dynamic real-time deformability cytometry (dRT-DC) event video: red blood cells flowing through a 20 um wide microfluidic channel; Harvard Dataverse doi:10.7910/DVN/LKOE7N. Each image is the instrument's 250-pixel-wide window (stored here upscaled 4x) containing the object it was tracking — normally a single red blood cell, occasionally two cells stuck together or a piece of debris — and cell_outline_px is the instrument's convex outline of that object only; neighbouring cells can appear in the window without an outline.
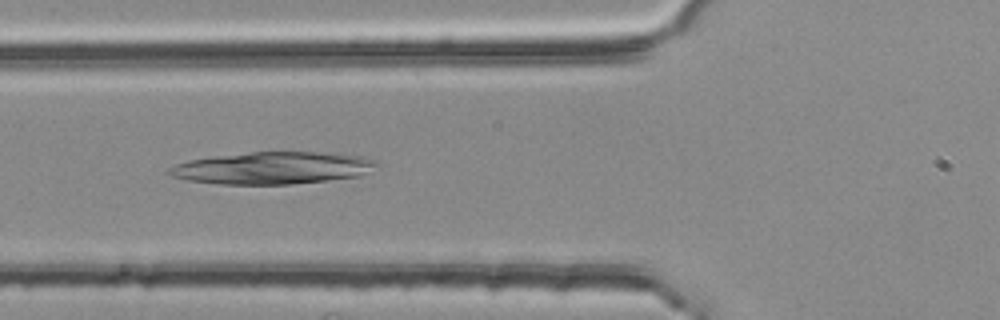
{"species": "common noctule bat (a hibernating species)", "species_latin": "Nyctalus noctula", "temperature_condition": "room temperature", "stored_images_in_passage": 45, "camera_frame_rate_fps": 3000, "um_per_image_px": 0.085, "animal": {"sex": "female", "body_mass_g": 25.1}, "frame": {"image": 1, "passage_image": 17, "time_ms": 5.333, "image_size_px": [1000, 320], "cell_outline_px": [[376, 164], [360, 176], [328, 180], [288, 184], [220, 184], [188, 180], [172, 176], [164, 172], [168, 168], [176, 164], [188, 160], [212, 156], [252, 152], [316, 152], [360, 156], [372, 160]], "centroid_in_image_um": [23.05, 14.28], "position_along_channel_um": 102.7, "area_um2": 38.44}}
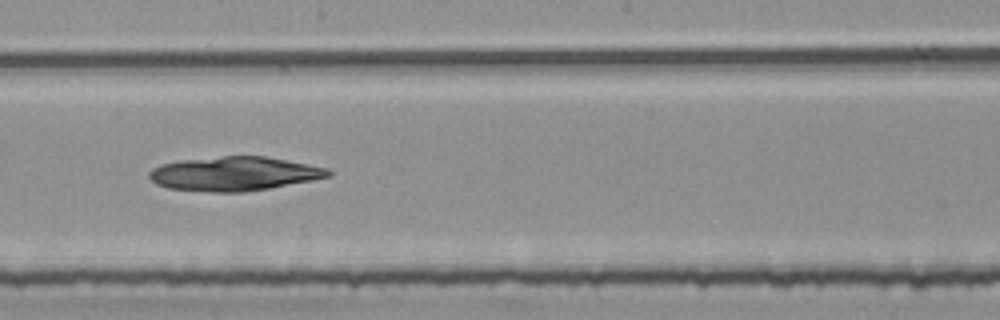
{"frame": {"image": 2, "passage_image": 27, "time_ms": 8.667, "image_size_px": [1000, 320], "cell_outline_px": [[332, 176], [312, 180], [268, 188], [244, 192], [212, 192], [168, 188], [156, 184], [148, 176], [148, 172], [152, 168], [160, 164], [180, 160], [224, 156], [264, 156], [328, 168], [332, 172]], "centroid_in_image_um": [19.88, 14.76], "position_along_channel_um": 228.3, "area_um2": 35.43}}
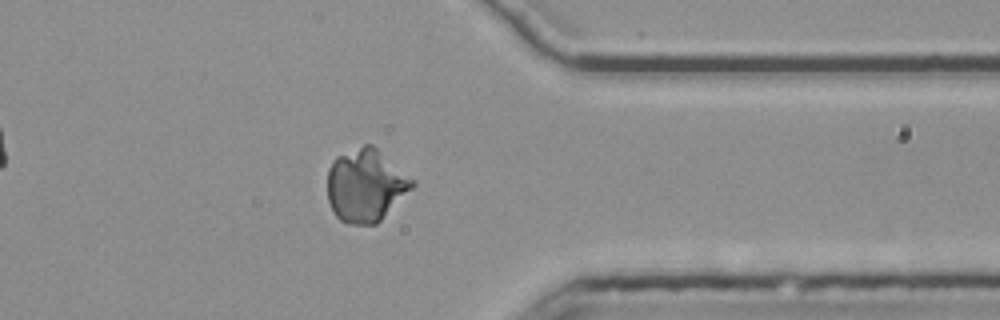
{"frame": {"image": 3, "passage_image": 40, "time_ms": 13.0, "image_size_px": [1000, 320], "cell_outline_px": [[416, 184], [376, 224], [348, 224], [340, 220], [336, 216], [328, 200], [328, 168], [332, 160], [336, 156], [364, 144], [372, 144], [416, 180]], "centroid_in_image_um": [31.09, 15.74], "position_along_channel_um": 380.3, "area_um2": 35.95}}